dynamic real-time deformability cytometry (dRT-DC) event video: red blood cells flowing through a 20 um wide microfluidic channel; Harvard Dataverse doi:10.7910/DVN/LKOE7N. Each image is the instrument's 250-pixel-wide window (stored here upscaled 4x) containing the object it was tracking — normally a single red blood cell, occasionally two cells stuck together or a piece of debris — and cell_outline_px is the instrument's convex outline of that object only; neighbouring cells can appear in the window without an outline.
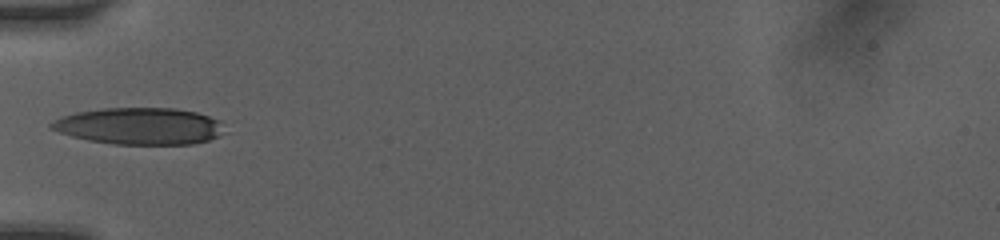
{"species": "human", "species_latin": "Homo sapiens", "temperature_condition": "room temperature", "stored_images_in_passage": 18, "camera_frame_rate_fps": 3000, "um_per_image_px": 0.085, "donor": {"sex": "female"}, "frame": {"image": 1, "passage_image": 1, "time_ms": 0.0, "image_size_px": [1000, 240], "cell_outline_px": [[228, 132], [220, 136], [208, 140], [192, 144], [112, 144], [88, 140], [72, 136], [48, 128], [48, 124], [52, 120], [60, 116], [76, 112], [100, 108], [176, 108], [196, 112], [220, 120]], "centroid_in_image_um": [11.87, 10.71], "position_along_channel_um": 73.1, "area_um2": 37.63}}
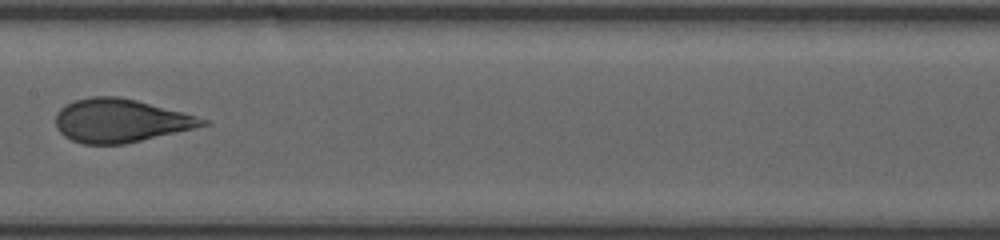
{"frame": {"image": 2, "passage_image": 6, "time_ms": 3.0, "image_size_px": [1000, 240], "cell_outline_px": [[212, 124], [124, 144], [84, 144], [72, 140], [64, 136], [56, 128], [56, 116], [60, 108], [64, 104], [72, 100], [92, 96], [116, 96], [136, 100], [184, 112], [208, 120]], "centroid_in_image_um": [10.22, 10.24], "position_along_channel_um": 197.2, "area_um2": 37.17}}
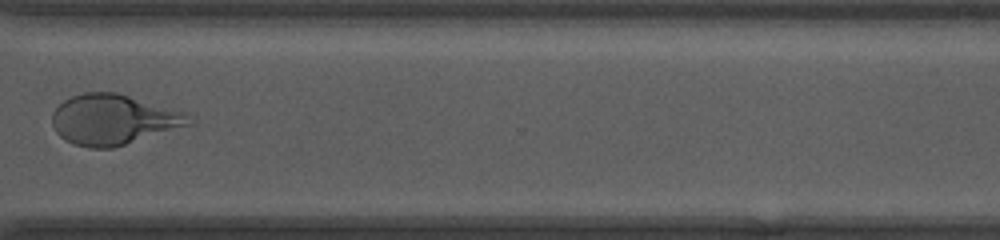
{"frame": {"image": 3, "passage_image": 12, "time_ms": 7.0, "image_size_px": [1000, 240], "cell_outline_px": [[196, 124], [112, 148], [92, 148], [76, 144], [64, 140], [56, 132], [52, 124], [52, 112], [64, 100], [72, 96], [84, 92], [116, 92], [188, 112]], "centroid_in_image_um": [9.7, 10.16], "position_along_channel_um": 360.9, "area_um2": 40.52}, "authors_computed_cell_mechanics": {"area_um2": 37.9746, "velocity_mm_per_s": 4.1154, "shape_relaxation_time_tau1_ms": 3.9356, "shape_relaxation_time_tau2_ms": 0.596, "deformation_change_tau1": 0.1576, "deformation_change_tau2": 0.065}}